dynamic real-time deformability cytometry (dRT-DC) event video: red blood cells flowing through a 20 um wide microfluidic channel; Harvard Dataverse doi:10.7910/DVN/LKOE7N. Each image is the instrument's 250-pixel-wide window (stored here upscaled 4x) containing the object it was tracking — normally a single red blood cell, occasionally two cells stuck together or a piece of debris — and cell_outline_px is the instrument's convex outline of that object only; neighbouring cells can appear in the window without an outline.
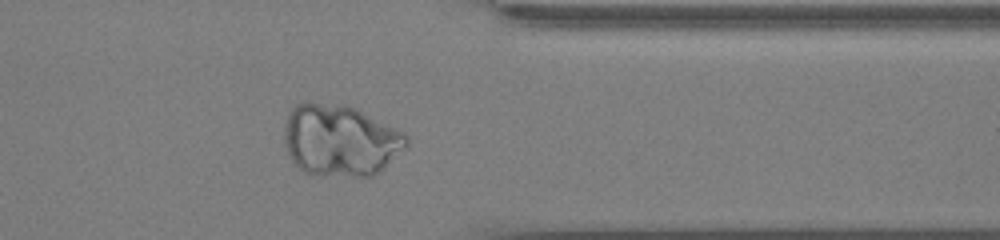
{"species": "common noctule bat (a hibernating species)", "species_latin": "Nyctalus noctula", "temperature_condition": "cold", "stored_images_in_passage": 54, "camera_frame_rate_fps": 3000, "um_per_image_px": 0.085, "animal": {"sex": "male", "body_mass_g": 13.0, "forearm_length_mm": 53.1}, "frame": {"image": 1, "passage_image": 46, "time_ms": 15.0, "image_size_px": [1000, 240], "cell_outline_px": [[408, 148], [384, 168], [372, 176], [312, 176], [304, 172], [292, 160], [288, 152], [284, 140], [284, 124], [288, 112], [296, 104], [304, 100], [308, 100], [344, 104], [356, 108], [404, 132], [408, 136]], "centroid_in_image_um": [28.91, 11.91], "position_along_channel_um": 382.5, "area_um2": 52.14}}